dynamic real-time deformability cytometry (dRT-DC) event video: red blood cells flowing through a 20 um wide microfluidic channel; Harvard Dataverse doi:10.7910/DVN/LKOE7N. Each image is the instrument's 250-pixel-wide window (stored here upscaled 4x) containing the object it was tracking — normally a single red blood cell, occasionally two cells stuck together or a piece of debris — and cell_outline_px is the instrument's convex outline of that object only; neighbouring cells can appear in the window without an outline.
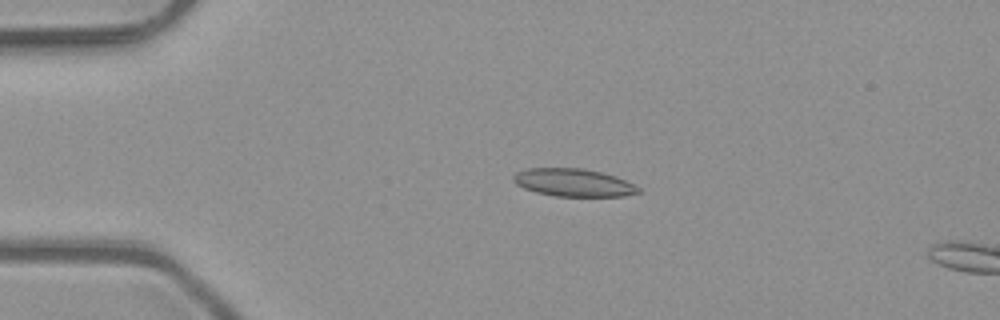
{"species": "common noctule bat (a hibernating species)", "species_latin": "Nyctalus noctula", "temperature_condition": "room temperature", "stored_images_in_passage": 14, "camera_frame_rate_fps": 3000, "um_per_image_px": 0.085, "animal": {"sex": "male", "body_mass_g": 23.1, "forearm_length_mm": 52.7}, "frame": {"image": 1, "passage_image": 12, "time_ms": 3.667, "image_size_px": [1000, 320], "cell_outline_px": [[640, 192], [624, 196], [556, 196], [536, 192], [524, 188], [516, 184], [512, 180], [512, 176], [516, 172], [528, 168], [584, 168], [616, 176], [640, 188]], "centroid_in_image_um": [48.71, 15.51], "position_along_channel_um": 36.3, "area_um2": 20.17}}